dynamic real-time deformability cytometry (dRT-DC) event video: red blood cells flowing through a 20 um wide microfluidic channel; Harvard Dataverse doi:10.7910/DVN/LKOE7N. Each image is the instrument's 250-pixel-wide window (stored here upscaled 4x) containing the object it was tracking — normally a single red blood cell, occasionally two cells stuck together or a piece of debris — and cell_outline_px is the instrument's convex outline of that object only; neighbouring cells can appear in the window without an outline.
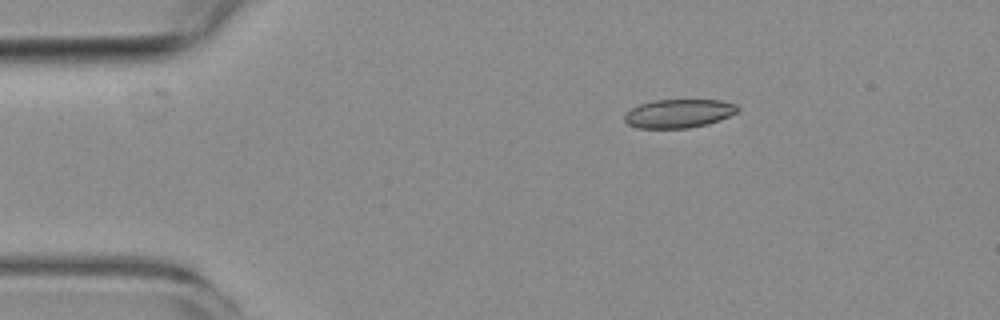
{"species": "common noctule bat (a hibernating species)", "species_latin": "Nyctalus noctula", "temperature_condition": "room temperature", "stored_images_in_passage": 3, "camera_frame_rate_fps": 3000, "um_per_image_px": 0.085, "animal": {"sex": "female", "body_mass_g": 19.3, "forearm_length_mm": 54.1}, "frame": {"image": 1, "passage_image": 2, "time_ms": 1.333, "image_size_px": [1000, 320], "cell_outline_px": [[740, 108], [736, 112], [720, 120], [708, 124], [688, 128], [640, 128], [628, 124], [624, 120], [624, 116], [632, 108], [640, 104], [652, 100], [720, 100], [736, 104]], "centroid_in_image_um": [57.7, 9.64], "position_along_channel_um": 27.3, "area_um2": 18.79}}